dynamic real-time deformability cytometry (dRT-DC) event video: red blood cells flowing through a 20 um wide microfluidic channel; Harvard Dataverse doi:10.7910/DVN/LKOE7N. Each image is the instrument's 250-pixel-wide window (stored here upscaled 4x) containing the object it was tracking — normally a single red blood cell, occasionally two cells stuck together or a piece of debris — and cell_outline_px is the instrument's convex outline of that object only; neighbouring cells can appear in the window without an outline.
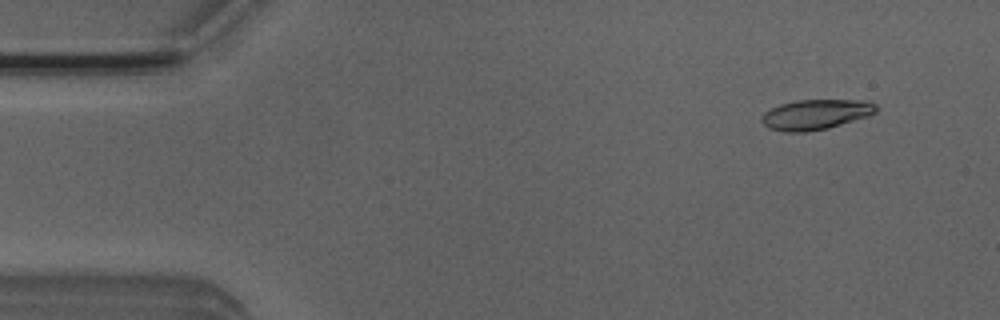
{"species": "Egyptian fruit bat (a non-hibernating species)", "species_latin": "Rousettus aegyptiacus", "temperature_condition": "room temperature", "stored_images_in_passage": 5, "camera_frame_rate_fps": 3000, "um_per_image_px": 0.085, "animal": {"sex": "male"}, "frame": {"image": 1, "passage_image": 2, "time_ms": 0.333, "image_size_px": [1000, 320], "cell_outline_px": [[876, 112], [868, 116], [828, 128], [804, 132], [784, 132], [768, 128], [760, 120], [760, 116], [764, 112], [780, 104], [796, 100], [868, 100], [876, 104]], "centroid_in_image_um": [69.31, 9.73], "position_along_channel_um": 15.7, "area_um2": 20.17}}